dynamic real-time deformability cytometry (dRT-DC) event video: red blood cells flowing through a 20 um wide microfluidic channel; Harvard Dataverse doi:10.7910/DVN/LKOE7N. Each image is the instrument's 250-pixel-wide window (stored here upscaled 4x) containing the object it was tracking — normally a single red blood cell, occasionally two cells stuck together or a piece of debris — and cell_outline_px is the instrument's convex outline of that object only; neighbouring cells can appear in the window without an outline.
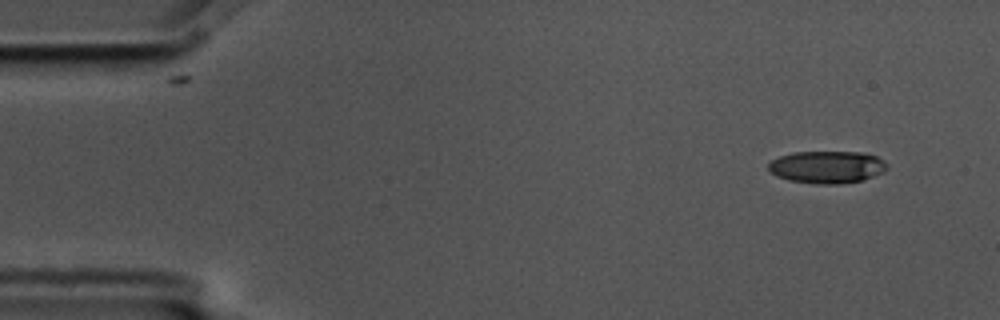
{"species": "common noctule bat (a hibernating species)", "species_latin": "Nyctalus noctula", "temperature_condition": "cold", "stored_images_in_passage": 4, "camera_frame_rate_fps": 3000, "um_per_image_px": 0.085, "animal": {"sex": "male", "body_mass_g": 17.5, "forearm_length_mm": 52.3}, "frame": {"image": 1, "passage_image": 1, "time_ms": 0.0, "image_size_px": [1000, 320], "cell_outline_px": [[888, 168], [884, 172], [860, 180], [840, 184], [816, 184], [788, 180], [776, 176], [768, 168], [768, 164], [772, 160], [780, 156], [792, 152], [864, 152], [876, 156], [884, 160], [888, 164]], "centroid_in_image_um": [70.31, 14.19], "position_along_channel_um": 14.7, "area_um2": 22.43}}
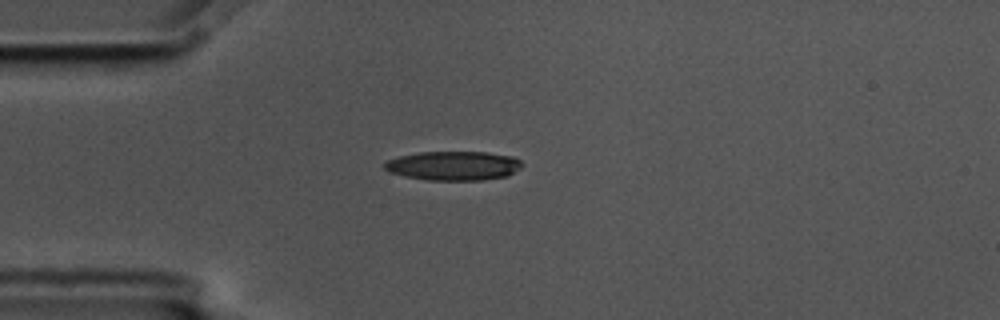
{"frame": {"image": 2, "passage_image": 4, "time_ms": 1.0, "image_size_px": [1000, 320], "cell_outline_px": [[524, 164], [520, 168], [508, 176], [484, 180], [428, 180], [404, 176], [388, 172], [384, 168], [384, 164], [388, 160], [400, 156], [420, 152], [488, 152], [512, 156], [520, 160]], "centroid_in_image_um": [38.57, 14.09], "position_along_channel_um": 46.4, "area_um2": 23.47}}